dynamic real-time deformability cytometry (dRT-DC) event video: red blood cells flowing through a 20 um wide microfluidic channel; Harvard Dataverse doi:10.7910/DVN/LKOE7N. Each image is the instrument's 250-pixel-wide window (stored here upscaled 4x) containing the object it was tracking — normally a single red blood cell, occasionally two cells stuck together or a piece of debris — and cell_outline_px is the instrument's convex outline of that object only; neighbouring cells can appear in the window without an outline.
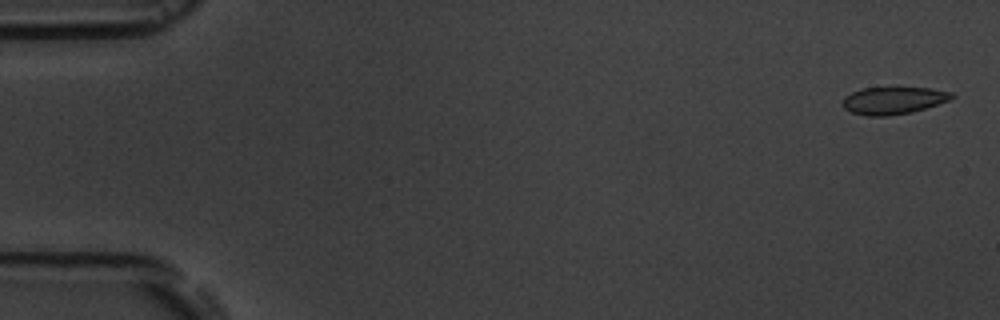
{"species": "common noctule bat (a hibernating species)", "species_latin": "Nyctalus noctula", "temperature_condition": "room temperature", "stored_images_in_passage": 6, "camera_frame_rate_fps": 3000, "um_per_image_px": 0.085, "animal": {"sex": "male", "body_mass_g": 19.5, "forearm_length_mm": 54.6}, "frame": {"image": 1, "passage_image": 1, "time_ms": 0.0, "image_size_px": [1000, 320], "cell_outline_px": [[956, 96], [948, 100], [912, 112], [888, 116], [868, 116], [852, 112], [844, 108], [840, 104], [844, 96], [852, 92], [864, 88], [928, 88], [952, 92]], "centroid_in_image_um": [75.89, 8.54], "position_along_channel_um": 9.1, "area_um2": 17.22}}
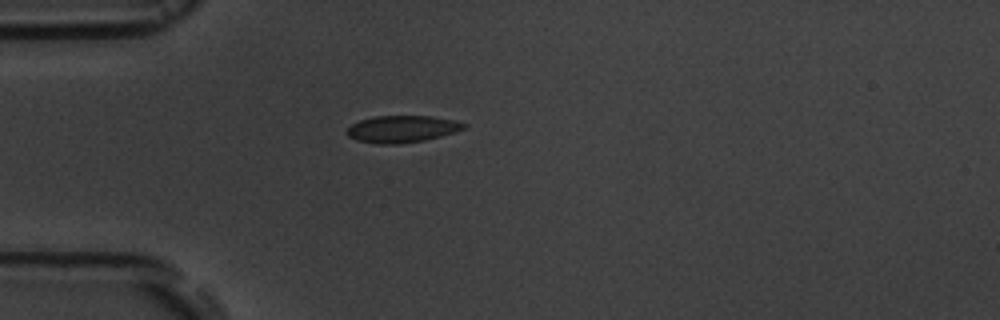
{"frame": {"image": 2, "passage_image": 5, "time_ms": 4.667, "image_size_px": [1000, 320], "cell_outline_px": [[468, 124], [464, 128], [440, 136], [424, 140], [400, 144], [376, 144], [356, 140], [348, 136], [344, 132], [352, 124], [360, 120], [376, 116], [432, 116], [456, 120]], "centroid_in_image_um": [34.14, 10.96], "position_along_channel_um": 50.9, "area_um2": 18.38}}